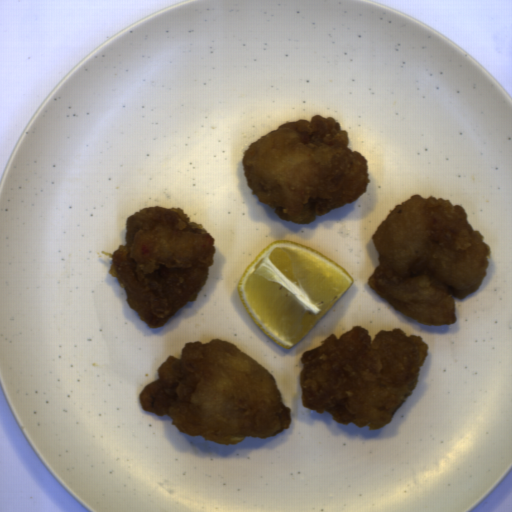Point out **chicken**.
Listing matches in <instances>:
<instances>
[{
    "mask_svg": "<svg viewBox=\"0 0 512 512\" xmlns=\"http://www.w3.org/2000/svg\"><path fill=\"white\" fill-rule=\"evenodd\" d=\"M451 200L412 195L389 210L371 238L378 264L370 288L427 326L456 323L455 298L483 284L491 247Z\"/></svg>",
    "mask_w": 512,
    "mask_h": 512,
    "instance_id": "chicken-1",
    "label": "chicken"
},
{
    "mask_svg": "<svg viewBox=\"0 0 512 512\" xmlns=\"http://www.w3.org/2000/svg\"><path fill=\"white\" fill-rule=\"evenodd\" d=\"M157 374L138 396L141 407L169 416L180 432L234 445L290 426L291 407L275 377L228 341L186 342L181 357L169 355Z\"/></svg>",
    "mask_w": 512,
    "mask_h": 512,
    "instance_id": "chicken-2",
    "label": "chicken"
},
{
    "mask_svg": "<svg viewBox=\"0 0 512 512\" xmlns=\"http://www.w3.org/2000/svg\"><path fill=\"white\" fill-rule=\"evenodd\" d=\"M428 350L422 336L401 327L383 329L373 340L363 325L338 338L331 333L301 357V404L339 423L377 431L414 393Z\"/></svg>",
    "mask_w": 512,
    "mask_h": 512,
    "instance_id": "chicken-3",
    "label": "chicken"
},
{
    "mask_svg": "<svg viewBox=\"0 0 512 512\" xmlns=\"http://www.w3.org/2000/svg\"><path fill=\"white\" fill-rule=\"evenodd\" d=\"M348 145L333 117L282 123L243 151V176L280 219L310 223L354 202L371 183L366 158Z\"/></svg>",
    "mask_w": 512,
    "mask_h": 512,
    "instance_id": "chicken-4",
    "label": "chicken"
},
{
    "mask_svg": "<svg viewBox=\"0 0 512 512\" xmlns=\"http://www.w3.org/2000/svg\"><path fill=\"white\" fill-rule=\"evenodd\" d=\"M215 242L181 207L143 208L126 220V241L112 253L109 272L138 318L164 327L206 285Z\"/></svg>",
    "mask_w": 512,
    "mask_h": 512,
    "instance_id": "chicken-5",
    "label": "chicken"
}]
</instances>
